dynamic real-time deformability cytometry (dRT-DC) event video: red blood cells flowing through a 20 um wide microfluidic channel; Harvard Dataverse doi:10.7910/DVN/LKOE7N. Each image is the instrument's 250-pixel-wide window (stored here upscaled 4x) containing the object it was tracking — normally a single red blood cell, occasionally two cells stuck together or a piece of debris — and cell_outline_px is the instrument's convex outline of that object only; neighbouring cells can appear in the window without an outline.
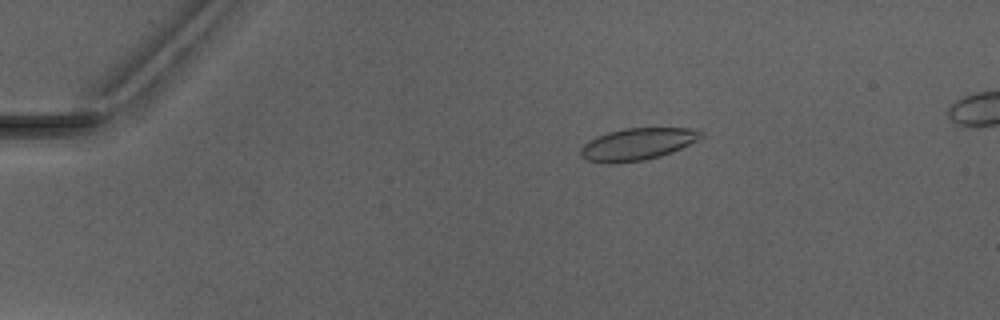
{"species": "Egyptian fruit bat (a non-hibernating species)", "species_latin": "Rousettus aegyptiacus", "temperature_condition": "warm", "stored_images_in_passage": 4, "camera_frame_rate_fps": 3000, "um_per_image_px": 0.085, "animal": {"sex": "male"}, "frame": {"image": 1, "passage_image": 1, "time_ms": 0.0, "image_size_px": [1000, 320], "cell_outline_px": [[704, 136], [672, 152], [660, 156], [644, 160], [588, 160], [580, 152], [580, 148], [588, 140], [596, 136], [608, 132], [624, 128], [696, 128], [704, 132]], "centroid_in_image_um": [54.26, 12.18], "position_along_channel_um": 30.7, "area_um2": 21.62}}
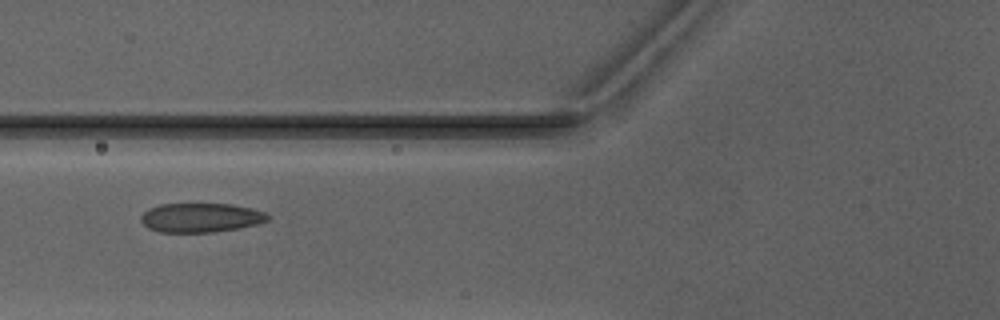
{"frame": {"image": 2, "passage_image": 4, "time_ms": 3.667, "image_size_px": [1000, 320], "cell_outline_px": [[268, 220], [256, 224], [236, 228], [212, 232], [160, 232], [148, 228], [140, 220], [140, 216], [148, 208], [160, 204], [232, 204], [252, 208], [264, 212], [268, 216]], "centroid_in_image_um": [17.02, 18.49], "position_along_channel_um": 108.8, "area_um2": 21.44}}